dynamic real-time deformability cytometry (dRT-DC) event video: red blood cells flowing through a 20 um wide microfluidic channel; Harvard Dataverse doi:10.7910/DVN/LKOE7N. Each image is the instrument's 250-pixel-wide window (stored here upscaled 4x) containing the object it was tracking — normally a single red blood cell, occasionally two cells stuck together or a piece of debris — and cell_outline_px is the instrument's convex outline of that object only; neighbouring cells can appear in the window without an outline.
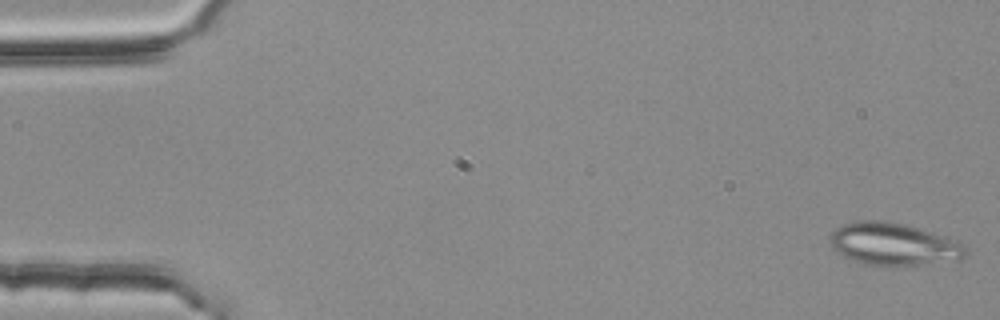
{"species": "common noctule bat (a hibernating species)", "species_latin": "Nyctalus noctula", "temperature_condition": "room temperature", "stored_images_in_passage": 4, "camera_frame_rate_fps": 3000, "um_per_image_px": 0.085, "animal": {"sex": "female", "body_mass_g": 25.1}, "frame": {"image": 1, "passage_image": 1, "time_ms": 0.0, "image_size_px": [1000, 320], "cell_outline_px": [[968, 252], [960, 260], [916, 264], [868, 264], [856, 260], [836, 252], [832, 248], [832, 232], [836, 228], [844, 224], [856, 220], [888, 220], [904, 224], [964, 244], [968, 248]], "centroid_in_image_um": [75.95, 20.72], "position_along_channel_um": 9.1, "area_um2": 32.54}}